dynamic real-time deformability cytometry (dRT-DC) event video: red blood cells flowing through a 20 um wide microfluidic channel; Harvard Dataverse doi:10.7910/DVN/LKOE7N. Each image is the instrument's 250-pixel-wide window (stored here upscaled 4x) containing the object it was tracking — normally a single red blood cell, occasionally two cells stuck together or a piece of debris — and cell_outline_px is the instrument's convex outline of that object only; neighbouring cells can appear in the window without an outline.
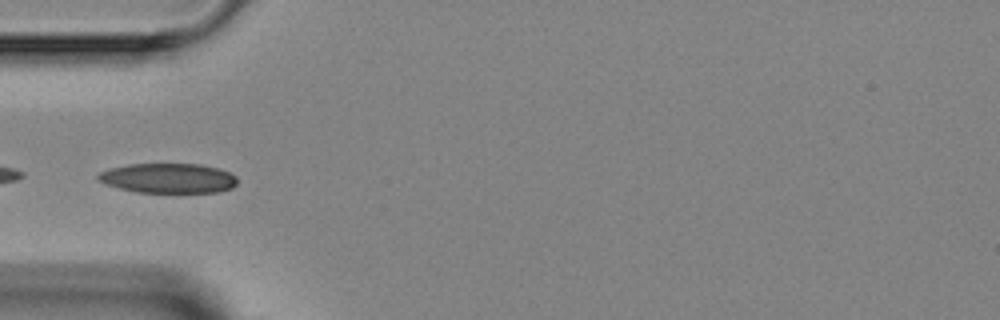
{"species": "Egyptian fruit bat (a non-hibernating species)", "species_latin": "Rousettus aegyptiacus", "temperature_condition": "room temperature", "stored_images_in_passage": 4, "camera_frame_rate_fps": 3000, "um_per_image_px": 0.085, "animal": {"sex": "female"}, "frame": {"image": 1, "passage_image": 4, "time_ms": 3.667, "image_size_px": [1000, 320], "cell_outline_px": [[236, 184], [232, 188], [220, 192], [136, 192], [120, 188], [96, 180], [96, 176], [100, 172], [108, 168], [128, 164], [200, 164], [220, 168], [236, 176]], "centroid_in_image_um": [14.3, 15.14], "position_along_channel_um": 70.7, "area_um2": 24.22}}